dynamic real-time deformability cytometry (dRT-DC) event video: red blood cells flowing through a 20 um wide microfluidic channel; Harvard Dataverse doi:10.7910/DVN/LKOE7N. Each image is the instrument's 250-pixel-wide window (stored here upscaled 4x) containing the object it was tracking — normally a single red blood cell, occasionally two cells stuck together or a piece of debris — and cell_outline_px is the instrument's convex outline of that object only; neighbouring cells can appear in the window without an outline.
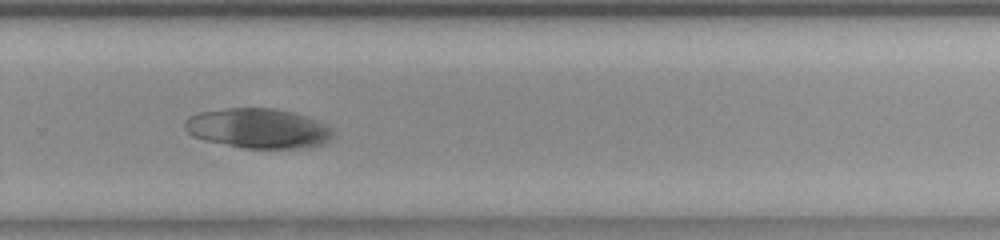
{"species": "common noctule bat (a hibernating species)", "species_latin": "Nyctalus noctula", "temperature_condition": "room temperature", "stored_images_in_passage": 54, "camera_frame_rate_fps": 3000, "um_per_image_px": 0.085, "animal": {"sex": "female", "body_mass_g": 23.0, "forearm_length_mm": 53.4}, "frame": {"image": 1, "passage_image": 36, "time_ms": 11.667, "image_size_px": [1000, 240], "cell_outline_px": [[332, 136], [328, 140], [320, 144], [304, 148], [244, 148], [208, 140], [192, 136], [184, 128], [184, 120], [200, 112], [228, 108], [276, 108], [292, 112], [304, 116], [328, 128], [332, 132]], "centroid_in_image_um": [21.88, 10.91], "position_along_channel_um": 307.9, "area_um2": 33.64}}
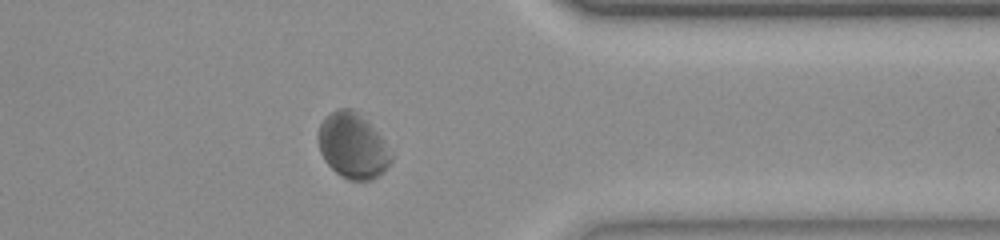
{"frame": {"image": 2, "passage_image": 43, "time_ms": 14.0, "image_size_px": [1000, 240], "cell_outline_px": [[392, 160], [372, 180], [348, 180], [336, 172], [324, 160], [320, 152], [316, 136], [320, 124], [336, 108], [352, 108], [380, 136], [392, 156]], "centroid_in_image_um": [29.92, 12.4], "position_along_channel_um": 381.5, "area_um2": 27.11}}
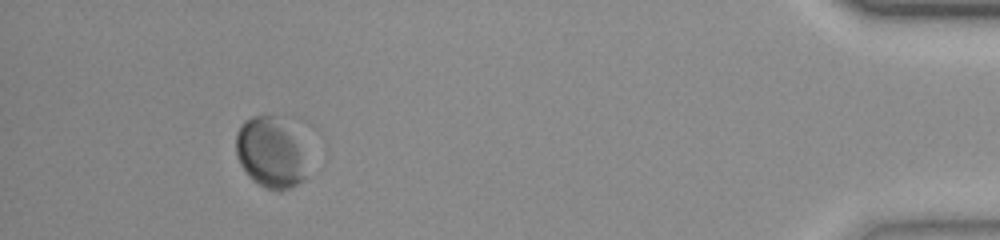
{"frame": {"image": 3, "passage_image": 50, "time_ms": 16.333, "image_size_px": [1000, 240], "cell_outline_px": [[300, 180], [296, 184], [280, 192], [276, 192], [264, 188], [252, 180], [248, 176], [240, 164], [236, 152], [236, 132], [244, 120], [252, 116], [276, 116], [292, 140], [296, 148], [300, 176]], "centroid_in_image_um": [22.74, 13.03], "position_along_channel_um": 412.5, "area_um2": 26.65}}